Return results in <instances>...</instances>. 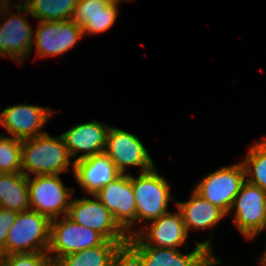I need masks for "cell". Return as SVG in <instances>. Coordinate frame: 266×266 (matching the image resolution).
Wrapping results in <instances>:
<instances>
[{
	"mask_svg": "<svg viewBox=\"0 0 266 266\" xmlns=\"http://www.w3.org/2000/svg\"><path fill=\"white\" fill-rule=\"evenodd\" d=\"M83 197L71 199L67 216L78 225L100 233L106 240L118 242L123 248L129 241L127 232L114 219L112 213L102 202Z\"/></svg>",
	"mask_w": 266,
	"mask_h": 266,
	"instance_id": "cell-7",
	"label": "cell"
},
{
	"mask_svg": "<svg viewBox=\"0 0 266 266\" xmlns=\"http://www.w3.org/2000/svg\"><path fill=\"white\" fill-rule=\"evenodd\" d=\"M123 247L105 240L101 245L55 259L52 266H122Z\"/></svg>",
	"mask_w": 266,
	"mask_h": 266,
	"instance_id": "cell-19",
	"label": "cell"
},
{
	"mask_svg": "<svg viewBox=\"0 0 266 266\" xmlns=\"http://www.w3.org/2000/svg\"><path fill=\"white\" fill-rule=\"evenodd\" d=\"M234 208L236 211L232 221L247 240L254 239L265 230L266 192L259 186L245 181L228 214L232 213Z\"/></svg>",
	"mask_w": 266,
	"mask_h": 266,
	"instance_id": "cell-10",
	"label": "cell"
},
{
	"mask_svg": "<svg viewBox=\"0 0 266 266\" xmlns=\"http://www.w3.org/2000/svg\"><path fill=\"white\" fill-rule=\"evenodd\" d=\"M13 9L5 8L0 10V14L6 21L0 22V56L7 57L15 62L22 63L26 57L29 58L33 50L34 30L22 12L30 14L28 7L21 3ZM10 10V12H9ZM11 13V14H10Z\"/></svg>",
	"mask_w": 266,
	"mask_h": 266,
	"instance_id": "cell-6",
	"label": "cell"
},
{
	"mask_svg": "<svg viewBox=\"0 0 266 266\" xmlns=\"http://www.w3.org/2000/svg\"><path fill=\"white\" fill-rule=\"evenodd\" d=\"M118 2L110 1L105 6V11L100 14L92 15L90 20L85 22L81 28L83 36L98 34L109 30L114 25L118 16Z\"/></svg>",
	"mask_w": 266,
	"mask_h": 266,
	"instance_id": "cell-24",
	"label": "cell"
},
{
	"mask_svg": "<svg viewBox=\"0 0 266 266\" xmlns=\"http://www.w3.org/2000/svg\"><path fill=\"white\" fill-rule=\"evenodd\" d=\"M50 222L46 216L32 209L18 212L15 222L8 232L6 255L31 252L47 253L50 244Z\"/></svg>",
	"mask_w": 266,
	"mask_h": 266,
	"instance_id": "cell-4",
	"label": "cell"
},
{
	"mask_svg": "<svg viewBox=\"0 0 266 266\" xmlns=\"http://www.w3.org/2000/svg\"><path fill=\"white\" fill-rule=\"evenodd\" d=\"M211 241L197 242L195 248L184 254L180 249L154 246H125L122 266H214L222 262L213 254Z\"/></svg>",
	"mask_w": 266,
	"mask_h": 266,
	"instance_id": "cell-1",
	"label": "cell"
},
{
	"mask_svg": "<svg viewBox=\"0 0 266 266\" xmlns=\"http://www.w3.org/2000/svg\"><path fill=\"white\" fill-rule=\"evenodd\" d=\"M190 196L188 201H175L188 234L189 230L213 228L227 215L222 209L202 198L194 190Z\"/></svg>",
	"mask_w": 266,
	"mask_h": 266,
	"instance_id": "cell-18",
	"label": "cell"
},
{
	"mask_svg": "<svg viewBox=\"0 0 266 266\" xmlns=\"http://www.w3.org/2000/svg\"><path fill=\"white\" fill-rule=\"evenodd\" d=\"M71 159L61 135L51 137L46 132L22 140V173L27 177L31 174L59 175L69 171Z\"/></svg>",
	"mask_w": 266,
	"mask_h": 266,
	"instance_id": "cell-2",
	"label": "cell"
},
{
	"mask_svg": "<svg viewBox=\"0 0 266 266\" xmlns=\"http://www.w3.org/2000/svg\"><path fill=\"white\" fill-rule=\"evenodd\" d=\"M133 193L137 209V223L140 221L152 222L168 213L169 201L175 203L170 194L168 180L160 176L156 166L137 178L131 175Z\"/></svg>",
	"mask_w": 266,
	"mask_h": 266,
	"instance_id": "cell-3",
	"label": "cell"
},
{
	"mask_svg": "<svg viewBox=\"0 0 266 266\" xmlns=\"http://www.w3.org/2000/svg\"><path fill=\"white\" fill-rule=\"evenodd\" d=\"M0 207L16 212L30 209L26 175L23 173H0Z\"/></svg>",
	"mask_w": 266,
	"mask_h": 266,
	"instance_id": "cell-20",
	"label": "cell"
},
{
	"mask_svg": "<svg viewBox=\"0 0 266 266\" xmlns=\"http://www.w3.org/2000/svg\"><path fill=\"white\" fill-rule=\"evenodd\" d=\"M32 17L39 21L71 20L78 0H23Z\"/></svg>",
	"mask_w": 266,
	"mask_h": 266,
	"instance_id": "cell-21",
	"label": "cell"
},
{
	"mask_svg": "<svg viewBox=\"0 0 266 266\" xmlns=\"http://www.w3.org/2000/svg\"><path fill=\"white\" fill-rule=\"evenodd\" d=\"M0 173H22V140L0 134Z\"/></svg>",
	"mask_w": 266,
	"mask_h": 266,
	"instance_id": "cell-23",
	"label": "cell"
},
{
	"mask_svg": "<svg viewBox=\"0 0 266 266\" xmlns=\"http://www.w3.org/2000/svg\"><path fill=\"white\" fill-rule=\"evenodd\" d=\"M17 213L16 211L0 207V256L6 255L8 232L16 220Z\"/></svg>",
	"mask_w": 266,
	"mask_h": 266,
	"instance_id": "cell-27",
	"label": "cell"
},
{
	"mask_svg": "<svg viewBox=\"0 0 266 266\" xmlns=\"http://www.w3.org/2000/svg\"><path fill=\"white\" fill-rule=\"evenodd\" d=\"M11 0H0V10L1 9H5V8H11V6L15 7L17 5H20L21 3H23V0L20 2H17L16 4H12Z\"/></svg>",
	"mask_w": 266,
	"mask_h": 266,
	"instance_id": "cell-28",
	"label": "cell"
},
{
	"mask_svg": "<svg viewBox=\"0 0 266 266\" xmlns=\"http://www.w3.org/2000/svg\"><path fill=\"white\" fill-rule=\"evenodd\" d=\"M72 166L77 184L91 195L121 175L105 152L72 162Z\"/></svg>",
	"mask_w": 266,
	"mask_h": 266,
	"instance_id": "cell-16",
	"label": "cell"
},
{
	"mask_svg": "<svg viewBox=\"0 0 266 266\" xmlns=\"http://www.w3.org/2000/svg\"><path fill=\"white\" fill-rule=\"evenodd\" d=\"M28 189L30 209L46 216L50 221L68 214L75 190L65 187L60 175L30 176Z\"/></svg>",
	"mask_w": 266,
	"mask_h": 266,
	"instance_id": "cell-5",
	"label": "cell"
},
{
	"mask_svg": "<svg viewBox=\"0 0 266 266\" xmlns=\"http://www.w3.org/2000/svg\"><path fill=\"white\" fill-rule=\"evenodd\" d=\"M26 103L7 107L0 113V125L12 138L24 140L46 133L41 128L55 113L47 107Z\"/></svg>",
	"mask_w": 266,
	"mask_h": 266,
	"instance_id": "cell-15",
	"label": "cell"
},
{
	"mask_svg": "<svg viewBox=\"0 0 266 266\" xmlns=\"http://www.w3.org/2000/svg\"><path fill=\"white\" fill-rule=\"evenodd\" d=\"M168 212L160 218L146 223L145 228L131 231V237L125 246H154L175 248L186 243L189 236L181 212Z\"/></svg>",
	"mask_w": 266,
	"mask_h": 266,
	"instance_id": "cell-11",
	"label": "cell"
},
{
	"mask_svg": "<svg viewBox=\"0 0 266 266\" xmlns=\"http://www.w3.org/2000/svg\"><path fill=\"white\" fill-rule=\"evenodd\" d=\"M105 240L97 231L78 225L65 215L50 222V244L47 253L53 262L70 253L101 245Z\"/></svg>",
	"mask_w": 266,
	"mask_h": 266,
	"instance_id": "cell-8",
	"label": "cell"
},
{
	"mask_svg": "<svg viewBox=\"0 0 266 266\" xmlns=\"http://www.w3.org/2000/svg\"><path fill=\"white\" fill-rule=\"evenodd\" d=\"M105 153L121 174H125L127 166L141 167V173L155 167L153 159L140 139L120 128L109 127Z\"/></svg>",
	"mask_w": 266,
	"mask_h": 266,
	"instance_id": "cell-12",
	"label": "cell"
},
{
	"mask_svg": "<svg viewBox=\"0 0 266 266\" xmlns=\"http://www.w3.org/2000/svg\"><path fill=\"white\" fill-rule=\"evenodd\" d=\"M95 196L131 237V227H134L137 223V209L131 174H121L114 181L100 189Z\"/></svg>",
	"mask_w": 266,
	"mask_h": 266,
	"instance_id": "cell-14",
	"label": "cell"
},
{
	"mask_svg": "<svg viewBox=\"0 0 266 266\" xmlns=\"http://www.w3.org/2000/svg\"><path fill=\"white\" fill-rule=\"evenodd\" d=\"M245 181L244 166L239 162L209 173L196 184L194 191L228 214Z\"/></svg>",
	"mask_w": 266,
	"mask_h": 266,
	"instance_id": "cell-9",
	"label": "cell"
},
{
	"mask_svg": "<svg viewBox=\"0 0 266 266\" xmlns=\"http://www.w3.org/2000/svg\"><path fill=\"white\" fill-rule=\"evenodd\" d=\"M110 1H114V2L121 3L122 1H125V2H127L128 0H110ZM129 1H130V0H129Z\"/></svg>",
	"mask_w": 266,
	"mask_h": 266,
	"instance_id": "cell-30",
	"label": "cell"
},
{
	"mask_svg": "<svg viewBox=\"0 0 266 266\" xmlns=\"http://www.w3.org/2000/svg\"><path fill=\"white\" fill-rule=\"evenodd\" d=\"M0 266H52L47 253H14L0 256Z\"/></svg>",
	"mask_w": 266,
	"mask_h": 266,
	"instance_id": "cell-25",
	"label": "cell"
},
{
	"mask_svg": "<svg viewBox=\"0 0 266 266\" xmlns=\"http://www.w3.org/2000/svg\"><path fill=\"white\" fill-rule=\"evenodd\" d=\"M109 127L105 123L93 120L74 125L61 134L71 158H75L80 151L84 152L73 162L105 152Z\"/></svg>",
	"mask_w": 266,
	"mask_h": 266,
	"instance_id": "cell-17",
	"label": "cell"
},
{
	"mask_svg": "<svg viewBox=\"0 0 266 266\" xmlns=\"http://www.w3.org/2000/svg\"><path fill=\"white\" fill-rule=\"evenodd\" d=\"M34 33L33 46L38 58L68 53L84 37L82 28L72 20L39 21Z\"/></svg>",
	"mask_w": 266,
	"mask_h": 266,
	"instance_id": "cell-13",
	"label": "cell"
},
{
	"mask_svg": "<svg viewBox=\"0 0 266 266\" xmlns=\"http://www.w3.org/2000/svg\"><path fill=\"white\" fill-rule=\"evenodd\" d=\"M260 140L249 146L241 163L244 166L246 181L266 192V139Z\"/></svg>",
	"mask_w": 266,
	"mask_h": 266,
	"instance_id": "cell-22",
	"label": "cell"
},
{
	"mask_svg": "<svg viewBox=\"0 0 266 266\" xmlns=\"http://www.w3.org/2000/svg\"><path fill=\"white\" fill-rule=\"evenodd\" d=\"M259 262L261 266H266V247H265V252L263 253L262 257L259 258Z\"/></svg>",
	"mask_w": 266,
	"mask_h": 266,
	"instance_id": "cell-29",
	"label": "cell"
},
{
	"mask_svg": "<svg viewBox=\"0 0 266 266\" xmlns=\"http://www.w3.org/2000/svg\"><path fill=\"white\" fill-rule=\"evenodd\" d=\"M109 2L110 0H78L71 20L81 27L92 15L105 11Z\"/></svg>",
	"mask_w": 266,
	"mask_h": 266,
	"instance_id": "cell-26",
	"label": "cell"
}]
</instances>
